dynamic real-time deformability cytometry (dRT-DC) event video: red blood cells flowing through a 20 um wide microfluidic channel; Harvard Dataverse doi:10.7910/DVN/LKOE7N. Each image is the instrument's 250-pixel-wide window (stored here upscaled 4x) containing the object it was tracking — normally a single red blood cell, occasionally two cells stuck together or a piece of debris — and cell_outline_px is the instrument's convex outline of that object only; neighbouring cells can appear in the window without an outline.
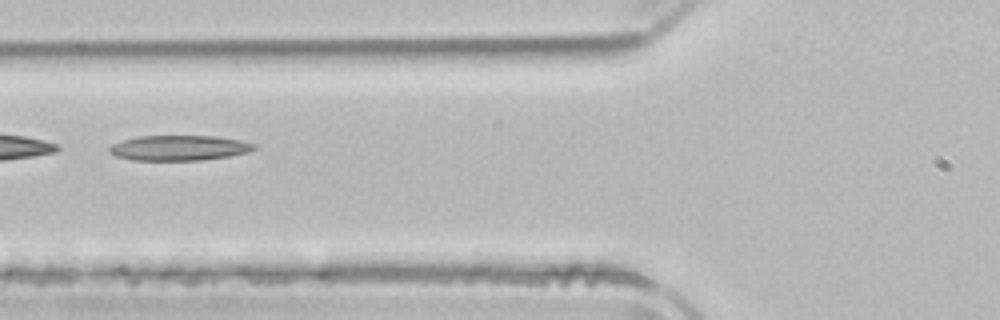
{"species": "common noctule bat (a hibernating species)", "species_latin": "Nyctalus noctula", "temperature_condition": "room temperature", "stored_images_in_passage": 4, "camera_frame_rate_fps": 3000, "um_per_image_px": 0.085, "animal": {"sex": "male", "body_mass_g": 21.5, "forearm_length_mm": 52.0}, "frame": {"image": 1, "passage_image": 4, "time_ms": 4.0, "image_size_px": [1000, 320], "cell_outline_px": [[256, 148], [248, 152], [228, 156], [200, 160], [132, 160], [116, 156], [108, 152], [108, 148], [112, 144], [136, 136], [216, 136], [240, 140], [256, 144]], "centroid_in_image_um": [15.2, 12.57], "position_along_channel_um": 110.6, "area_um2": 21.21}}